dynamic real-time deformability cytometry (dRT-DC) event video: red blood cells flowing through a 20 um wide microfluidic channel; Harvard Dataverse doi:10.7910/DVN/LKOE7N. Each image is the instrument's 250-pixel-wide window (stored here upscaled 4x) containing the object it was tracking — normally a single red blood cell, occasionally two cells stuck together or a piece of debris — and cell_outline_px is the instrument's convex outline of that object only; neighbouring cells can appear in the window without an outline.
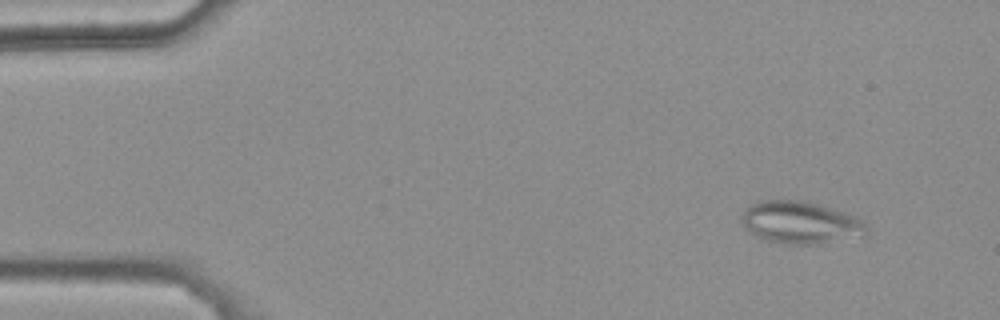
{"species": "common noctule bat (a hibernating species)", "species_latin": "Nyctalus noctula", "temperature_condition": "warm", "stored_images_in_passage": 43, "camera_frame_rate_fps": 3000, "um_per_image_px": 0.085, "animal": {"sex": "female", "body_mass_g": 25.1}, "frame": {"image": 1, "passage_image": 2, "time_ms": 0.333, "image_size_px": [1000, 320], "cell_outline_px": [[864, 236], [820, 244], [788, 244], [768, 240], [752, 232], [744, 224], [744, 212], [752, 204], [760, 200], [804, 200], [832, 208], [856, 216], [864, 220]], "centroid_in_image_um": [68.11, 18.91], "position_along_channel_um": 16.9, "area_um2": 30.23}}
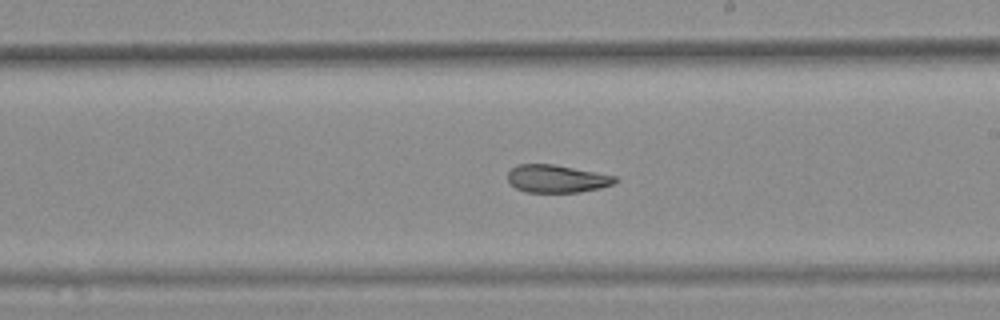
{"frame": {"image": 2, "passage_image": 28, "time_ms": 9.0, "image_size_px": [1000, 320], "cell_outline_px": [[620, 180], [612, 184], [600, 188], [580, 192], [524, 192], [516, 188], [508, 180], [508, 172], [516, 164], [552, 164], [616, 176]], "centroid_in_image_um": [47.32, 15.19], "position_along_channel_um": 241.7, "area_um2": 17.28}}
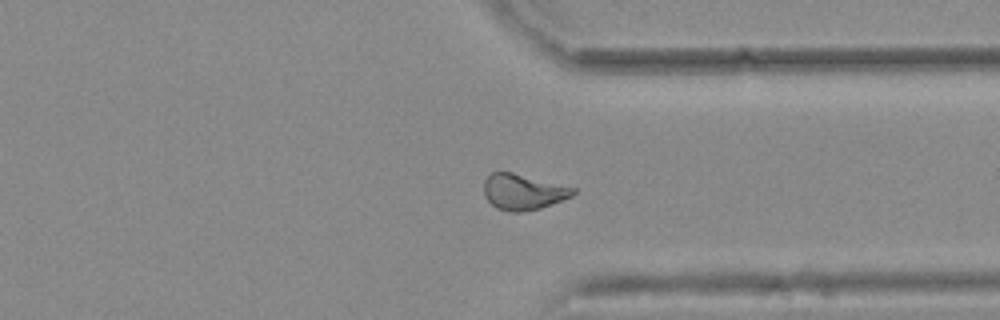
{"frame": {"image": 3, "passage_image": 38, "time_ms": 12.333, "image_size_px": [1000, 320], "cell_outline_px": [[576, 192], [572, 196], [540, 208], [520, 212], [512, 212], [496, 208], [484, 196], [484, 180], [492, 172], [512, 172], [576, 188]], "centroid_in_image_um": [44.45, 16.31], "position_along_channel_um": 367.0, "area_um2": 18.44}, "authors_computed_cell_mechanics": {"area_um2": 18.785, "velocity_mm_per_s": 3.7581, "shape_relaxation_time_tau1_ms": null, "shape_relaxation_time_tau2_ms": 2.9722, "deformation_change_tau1": null, "deformation_change_tau2": 0.102}}